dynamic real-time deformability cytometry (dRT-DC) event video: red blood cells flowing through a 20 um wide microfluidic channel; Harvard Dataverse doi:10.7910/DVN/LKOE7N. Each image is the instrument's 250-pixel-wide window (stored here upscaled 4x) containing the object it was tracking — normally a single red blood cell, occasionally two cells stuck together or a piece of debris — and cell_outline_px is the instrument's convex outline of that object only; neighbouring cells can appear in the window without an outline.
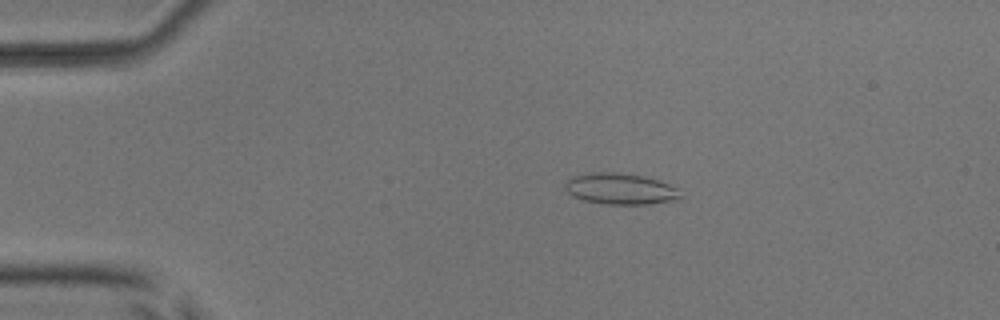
{"species": "common noctule bat (a hibernating species)", "species_latin": "Nyctalus noctula", "temperature_condition": "room temperature", "stored_images_in_passage": 5, "camera_frame_rate_fps": 3000, "um_per_image_px": 0.085, "animal": {"sex": "male", "body_mass_g": 17.9, "forearm_length_mm": 54.2}, "frame": {"image": 1, "passage_image": 3, "time_ms": 2.333, "image_size_px": [1000, 320], "cell_outline_px": [[680, 200], [652, 204], [604, 204], [584, 200], [572, 196], [564, 188], [564, 184], [572, 176], [584, 172], [616, 172], [644, 176], [668, 184], [676, 188], [680, 196]], "centroid_in_image_um": [52.69, 16.05], "position_along_channel_um": 32.3, "area_um2": 21.1}}